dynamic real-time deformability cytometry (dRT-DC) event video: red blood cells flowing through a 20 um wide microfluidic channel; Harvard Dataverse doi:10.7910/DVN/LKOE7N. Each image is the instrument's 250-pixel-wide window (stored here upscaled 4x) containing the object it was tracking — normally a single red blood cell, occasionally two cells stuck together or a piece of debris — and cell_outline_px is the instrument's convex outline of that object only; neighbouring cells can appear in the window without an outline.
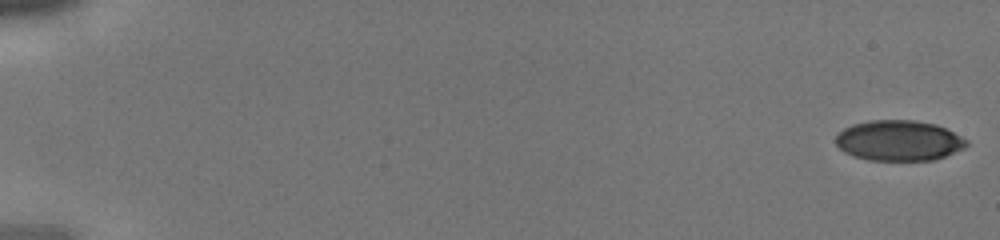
{"species": "human", "species_latin": "Homo sapiens", "temperature_condition": "cold", "stored_images_in_passage": 43, "camera_frame_rate_fps": 3000, "um_per_image_px": 0.085, "donor": {"sex": "male"}, "frame": {"image": 1, "passage_image": 1, "time_ms": 0.0, "image_size_px": [1000, 240], "cell_outline_px": [[968, 144], [964, 148], [944, 156], [932, 160], [868, 160], [852, 156], [844, 152], [836, 144], [836, 136], [844, 128], [852, 124], [868, 120], [916, 120], [936, 124], [968, 140]], "centroid_in_image_um": [76.38, 11.94], "position_along_channel_um": 8.6, "area_um2": 30.81}}
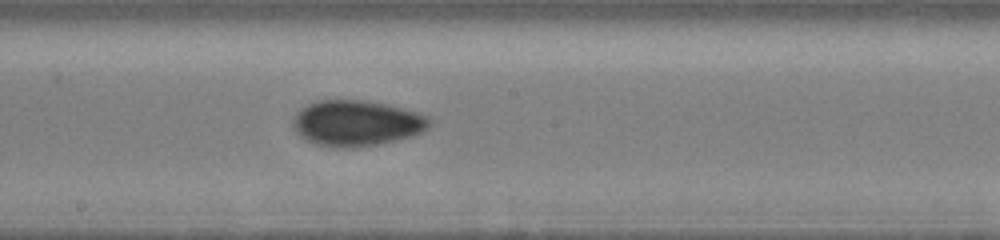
{"frame": {"image": 2, "passage_image": 25, "time_ms": 8.0, "image_size_px": [1000, 240], "cell_outline_px": [[432, 124], [424, 132], [412, 136], [380, 144], [352, 148], [332, 148], [316, 144], [304, 140], [296, 132], [292, 124], [292, 120], [296, 112], [300, 108], [316, 100], [368, 100], [388, 104], [404, 108], [428, 116], [432, 120]], "centroid_in_image_um": [30.31, 10.47], "position_along_channel_um": 217.9, "area_um2": 37.11}}
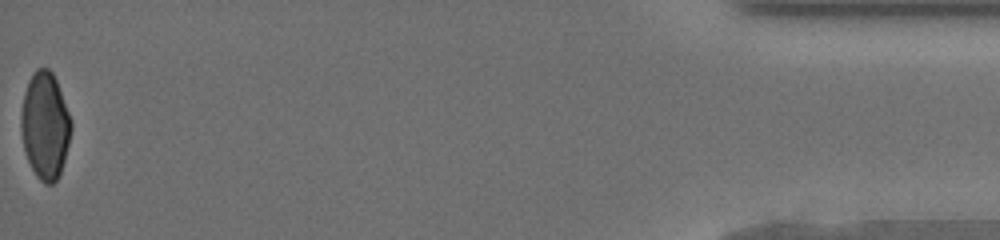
{"frame": {"image": 3, "passage_image": 43, "time_ms": 14.0, "image_size_px": [1000, 240], "cell_outline_px": [[72, 128], [64, 160], [60, 172], [56, 180], [52, 184], [44, 184], [36, 176], [24, 152], [20, 132], [20, 116], [24, 92], [28, 80], [32, 72], [36, 68], [48, 68], [52, 72], [56, 80], [72, 120]], "centroid_in_image_um": [3.81, 10.66], "position_along_channel_um": 431.4, "area_um2": 31.44}}